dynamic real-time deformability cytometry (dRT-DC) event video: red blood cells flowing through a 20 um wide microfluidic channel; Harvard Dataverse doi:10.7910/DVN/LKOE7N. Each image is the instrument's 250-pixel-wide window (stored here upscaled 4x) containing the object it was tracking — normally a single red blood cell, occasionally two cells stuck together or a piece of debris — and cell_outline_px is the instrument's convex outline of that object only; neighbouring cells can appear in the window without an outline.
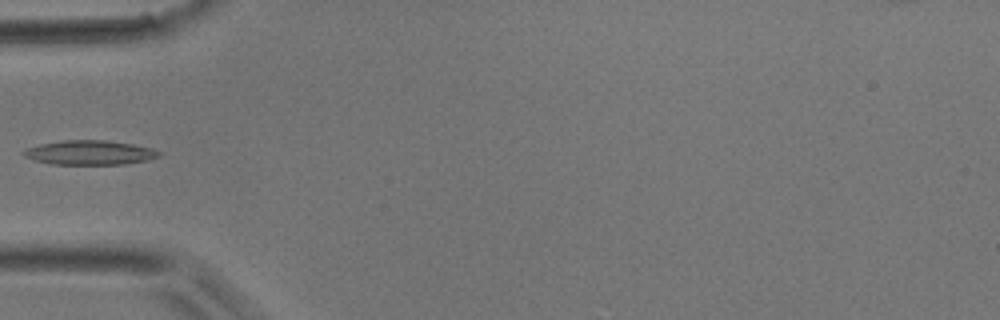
{"species": "common noctule bat (a hibernating species)", "species_latin": "Nyctalus noctula", "temperature_condition": "room temperature", "stored_images_in_passage": 4, "camera_frame_rate_fps": 3000, "um_per_image_px": 0.085, "animal": {"sex": "male", "body_mass_g": 17.9}, "frame": {"image": 1, "passage_image": 4, "time_ms": 1.0, "image_size_px": [1000, 320], "cell_outline_px": [[160, 156], [148, 160], [124, 164], [52, 164], [36, 160], [24, 156], [20, 152], [24, 148], [40, 144], [64, 140], [104, 140], [132, 144], [152, 148], [160, 152]], "centroid_in_image_um": [7.6, 12.97], "position_along_channel_um": 77.4, "area_um2": 19.19}}